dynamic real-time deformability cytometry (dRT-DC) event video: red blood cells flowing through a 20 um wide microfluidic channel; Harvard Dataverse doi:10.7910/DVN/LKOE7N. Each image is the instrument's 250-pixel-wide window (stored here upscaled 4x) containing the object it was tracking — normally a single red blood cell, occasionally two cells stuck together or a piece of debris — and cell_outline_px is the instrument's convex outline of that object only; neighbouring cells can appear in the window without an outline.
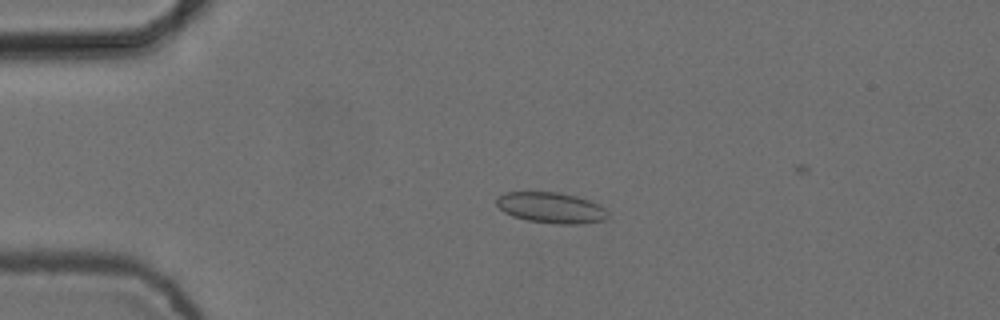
{"species": "common noctule bat (a hibernating species)", "species_latin": "Nyctalus noctula", "temperature_condition": "cold", "stored_images_in_passage": 5, "camera_frame_rate_fps": 3000, "um_per_image_px": 0.085, "animal": {"sex": "female", "body_mass_g": 24.6, "forearm_length_mm": 56.2}, "frame": {"image": 1, "passage_image": 4, "time_ms": 1.0, "image_size_px": [1000, 320], "cell_outline_px": [[608, 216], [604, 220], [580, 224], [560, 224], [528, 220], [512, 216], [504, 212], [496, 204], [496, 200], [500, 196], [508, 192], [556, 192], [576, 196], [588, 200], [604, 208], [608, 212]], "centroid_in_image_um": [46.84, 17.66], "position_along_channel_um": 38.2, "area_um2": 19.71}}